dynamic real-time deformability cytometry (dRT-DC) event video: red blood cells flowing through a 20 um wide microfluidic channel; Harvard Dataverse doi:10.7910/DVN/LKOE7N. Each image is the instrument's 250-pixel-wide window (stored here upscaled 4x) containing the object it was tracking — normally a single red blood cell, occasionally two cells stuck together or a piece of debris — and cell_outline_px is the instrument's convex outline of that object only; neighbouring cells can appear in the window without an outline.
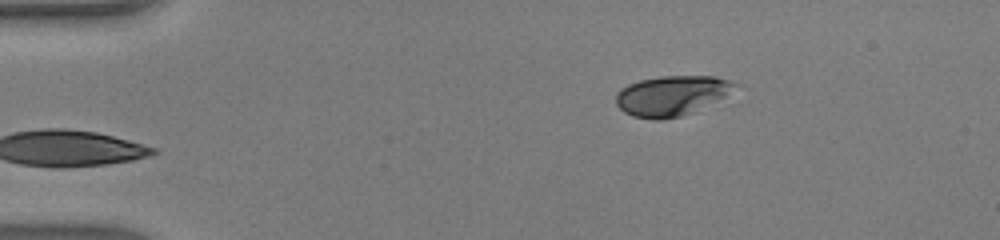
{"species": "human", "species_latin": "Homo sapiens", "temperature_condition": "warm", "stored_images_in_passage": 40, "camera_frame_rate_fps": 3000, "um_per_image_px": 0.085, "donor": {"sex": "male"}, "frame": {"image": 1, "passage_image": 1, "time_ms": 0.0, "image_size_px": [1000, 240], "cell_outline_px": [[740, 84], [724, 96], [680, 116], [660, 120], [656, 120], [632, 116], [624, 112], [616, 104], [616, 92], [620, 88], [628, 84], [640, 80], [660, 76], [716, 76]], "centroid_in_image_um": [57.02, 8.11], "position_along_channel_um": 28.0, "area_um2": 27.34}}
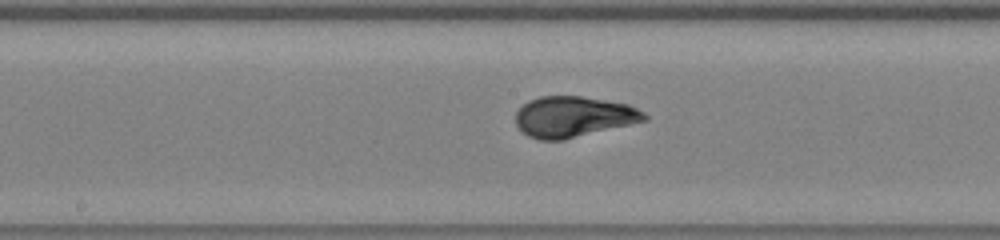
{"frame": {"image": 2, "passage_image": 18, "time_ms": 5.667, "image_size_px": [1000, 240], "cell_outline_px": [[648, 120], [564, 140], [540, 140], [528, 136], [516, 124], [516, 112], [528, 100], [540, 96], [580, 96], [628, 104], [644, 112], [648, 116]], "centroid_in_image_um": [48.75, 9.93], "position_along_channel_um": 199.4, "area_um2": 30.52}}
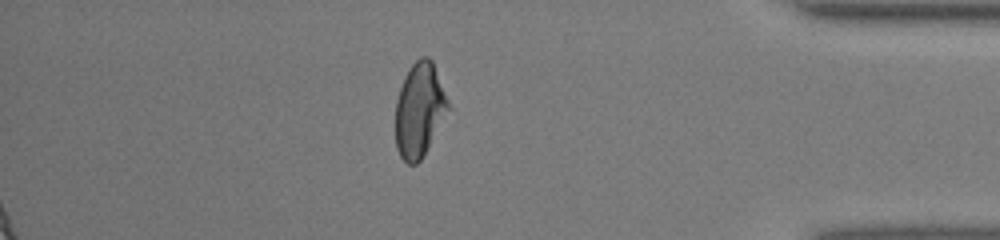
{"frame": {"image": 3, "passage_image": 34, "time_ms": 11.0, "image_size_px": [1000, 240], "cell_outline_px": [[452, 108], [420, 160], [416, 164], [408, 164], [400, 156], [396, 148], [396, 100], [404, 76], [408, 68], [420, 56], [428, 56], [432, 60]], "centroid_in_image_um": [35.67, 9.32], "position_along_channel_um": 399.5, "area_um2": 29.19}, "authors_computed_cell_mechanics": {"area_um2": 29.5647, "velocity_mm_per_s": 4.362, "shape_relaxation_time_tau1_ms": 4.0754, "shape_relaxation_time_tau2_ms": null, "deformation_change_tau1": 0.2016, "deformation_change_tau2": null}}